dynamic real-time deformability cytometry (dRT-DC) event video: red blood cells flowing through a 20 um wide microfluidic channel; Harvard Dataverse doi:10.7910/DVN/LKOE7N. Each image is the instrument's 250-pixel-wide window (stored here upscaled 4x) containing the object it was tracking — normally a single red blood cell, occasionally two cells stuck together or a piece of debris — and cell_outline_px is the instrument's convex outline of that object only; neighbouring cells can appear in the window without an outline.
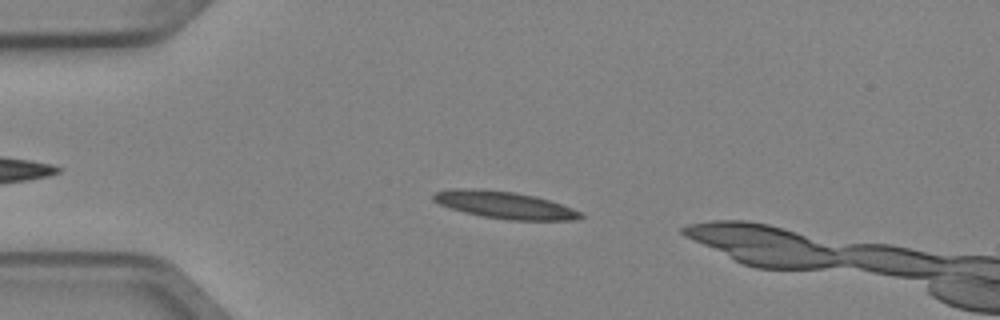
{"species": "Egyptian fruit bat (a non-hibernating species)", "species_latin": "Rousettus aegyptiacus", "temperature_condition": "cold", "stored_images_in_passage": 4, "camera_frame_rate_fps": 3000, "um_per_image_px": 0.085, "animal": {"sex": "female"}, "frame": {"image": 1, "passage_image": 2, "time_ms": 0.333, "image_size_px": [1000, 320], "cell_outline_px": [[584, 216], [572, 220], [508, 220], [484, 216], [464, 212], [440, 204], [432, 200], [432, 196], [436, 192], [452, 188], [480, 188], [512, 192], [536, 196], [572, 208], [580, 212]], "centroid_in_image_um": [42.86, 17.41], "position_along_channel_um": 42.1, "area_um2": 23.06}}
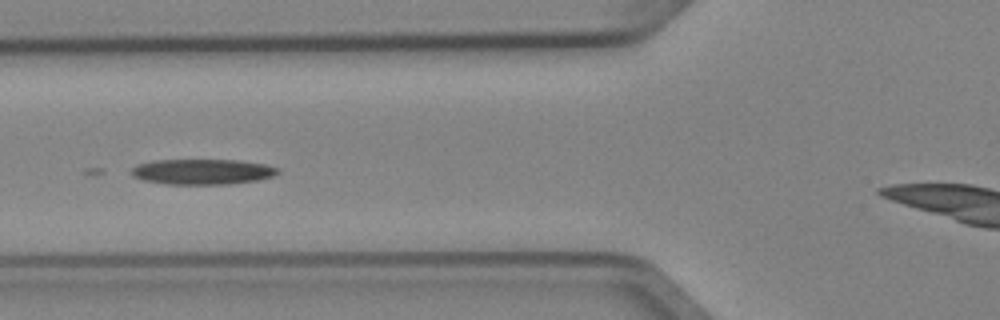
{"frame": {"image": 2, "passage_image": 4, "time_ms": 1.0, "image_size_px": [1000, 320], "cell_outline_px": [[280, 172], [272, 176], [256, 180], [228, 184], [168, 184], [144, 180], [132, 176], [132, 168], [136, 164], [156, 160], [236, 160], [264, 164], [280, 168]], "centroid_in_image_um": [17.2, 14.59], "position_along_channel_um": 108.6, "area_um2": 21.56}}